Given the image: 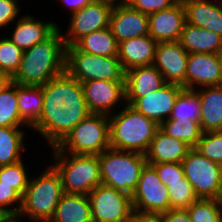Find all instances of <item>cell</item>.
Instances as JSON below:
<instances>
[{
  "label": "cell",
  "instance_id": "cell-16",
  "mask_svg": "<svg viewBox=\"0 0 222 222\" xmlns=\"http://www.w3.org/2000/svg\"><path fill=\"white\" fill-rule=\"evenodd\" d=\"M182 89L183 87L180 85L166 83L160 89L137 98L130 106L160 125L169 119L176 98Z\"/></svg>",
  "mask_w": 222,
  "mask_h": 222
},
{
  "label": "cell",
  "instance_id": "cell-17",
  "mask_svg": "<svg viewBox=\"0 0 222 222\" xmlns=\"http://www.w3.org/2000/svg\"><path fill=\"white\" fill-rule=\"evenodd\" d=\"M149 35L158 42L179 41L184 24L186 11L182 0H178L169 9L148 15Z\"/></svg>",
  "mask_w": 222,
  "mask_h": 222
},
{
  "label": "cell",
  "instance_id": "cell-7",
  "mask_svg": "<svg viewBox=\"0 0 222 222\" xmlns=\"http://www.w3.org/2000/svg\"><path fill=\"white\" fill-rule=\"evenodd\" d=\"M61 152L78 155H99L110 148L109 117L90 113L56 146Z\"/></svg>",
  "mask_w": 222,
  "mask_h": 222
},
{
  "label": "cell",
  "instance_id": "cell-44",
  "mask_svg": "<svg viewBox=\"0 0 222 222\" xmlns=\"http://www.w3.org/2000/svg\"><path fill=\"white\" fill-rule=\"evenodd\" d=\"M93 1L94 0H60V2L65 4V6L71 11L70 14L81 10L86 5L91 4Z\"/></svg>",
  "mask_w": 222,
  "mask_h": 222
},
{
  "label": "cell",
  "instance_id": "cell-22",
  "mask_svg": "<svg viewBox=\"0 0 222 222\" xmlns=\"http://www.w3.org/2000/svg\"><path fill=\"white\" fill-rule=\"evenodd\" d=\"M190 149L185 142L167 135L159 128L145 157L147 164L181 162Z\"/></svg>",
  "mask_w": 222,
  "mask_h": 222
},
{
  "label": "cell",
  "instance_id": "cell-41",
  "mask_svg": "<svg viewBox=\"0 0 222 222\" xmlns=\"http://www.w3.org/2000/svg\"><path fill=\"white\" fill-rule=\"evenodd\" d=\"M19 0H0V28L8 26L10 23H14V19L19 14Z\"/></svg>",
  "mask_w": 222,
  "mask_h": 222
},
{
  "label": "cell",
  "instance_id": "cell-11",
  "mask_svg": "<svg viewBox=\"0 0 222 222\" xmlns=\"http://www.w3.org/2000/svg\"><path fill=\"white\" fill-rule=\"evenodd\" d=\"M92 222H123L133 213L131 196L100 184L89 194Z\"/></svg>",
  "mask_w": 222,
  "mask_h": 222
},
{
  "label": "cell",
  "instance_id": "cell-35",
  "mask_svg": "<svg viewBox=\"0 0 222 222\" xmlns=\"http://www.w3.org/2000/svg\"><path fill=\"white\" fill-rule=\"evenodd\" d=\"M167 188L171 209H187L199 199L186 177L181 182L170 183Z\"/></svg>",
  "mask_w": 222,
  "mask_h": 222
},
{
  "label": "cell",
  "instance_id": "cell-47",
  "mask_svg": "<svg viewBox=\"0 0 222 222\" xmlns=\"http://www.w3.org/2000/svg\"><path fill=\"white\" fill-rule=\"evenodd\" d=\"M98 1H104V2H108L111 3L112 5H117V4H127L128 0H98ZM118 1V2H117Z\"/></svg>",
  "mask_w": 222,
  "mask_h": 222
},
{
  "label": "cell",
  "instance_id": "cell-8",
  "mask_svg": "<svg viewBox=\"0 0 222 222\" xmlns=\"http://www.w3.org/2000/svg\"><path fill=\"white\" fill-rule=\"evenodd\" d=\"M65 71L79 82L125 80L118 56L87 54L74 45L66 47Z\"/></svg>",
  "mask_w": 222,
  "mask_h": 222
},
{
  "label": "cell",
  "instance_id": "cell-23",
  "mask_svg": "<svg viewBox=\"0 0 222 222\" xmlns=\"http://www.w3.org/2000/svg\"><path fill=\"white\" fill-rule=\"evenodd\" d=\"M218 0H182L186 22L222 36V13Z\"/></svg>",
  "mask_w": 222,
  "mask_h": 222
},
{
  "label": "cell",
  "instance_id": "cell-46",
  "mask_svg": "<svg viewBox=\"0 0 222 222\" xmlns=\"http://www.w3.org/2000/svg\"><path fill=\"white\" fill-rule=\"evenodd\" d=\"M0 222H26V221H23L22 219L20 220V218L18 217H1Z\"/></svg>",
  "mask_w": 222,
  "mask_h": 222
},
{
  "label": "cell",
  "instance_id": "cell-25",
  "mask_svg": "<svg viewBox=\"0 0 222 222\" xmlns=\"http://www.w3.org/2000/svg\"><path fill=\"white\" fill-rule=\"evenodd\" d=\"M200 127L202 132L222 130V89L217 86L201 87ZM204 89V90H203Z\"/></svg>",
  "mask_w": 222,
  "mask_h": 222
},
{
  "label": "cell",
  "instance_id": "cell-49",
  "mask_svg": "<svg viewBox=\"0 0 222 222\" xmlns=\"http://www.w3.org/2000/svg\"><path fill=\"white\" fill-rule=\"evenodd\" d=\"M123 222H136V219L133 216H131L128 220Z\"/></svg>",
  "mask_w": 222,
  "mask_h": 222
},
{
  "label": "cell",
  "instance_id": "cell-43",
  "mask_svg": "<svg viewBox=\"0 0 222 222\" xmlns=\"http://www.w3.org/2000/svg\"><path fill=\"white\" fill-rule=\"evenodd\" d=\"M132 216L136 219V222H163L162 214L133 211Z\"/></svg>",
  "mask_w": 222,
  "mask_h": 222
},
{
  "label": "cell",
  "instance_id": "cell-26",
  "mask_svg": "<svg viewBox=\"0 0 222 222\" xmlns=\"http://www.w3.org/2000/svg\"><path fill=\"white\" fill-rule=\"evenodd\" d=\"M50 222H92L89 196L63 193Z\"/></svg>",
  "mask_w": 222,
  "mask_h": 222
},
{
  "label": "cell",
  "instance_id": "cell-40",
  "mask_svg": "<svg viewBox=\"0 0 222 222\" xmlns=\"http://www.w3.org/2000/svg\"><path fill=\"white\" fill-rule=\"evenodd\" d=\"M178 0H128L127 4L144 14H152L169 9Z\"/></svg>",
  "mask_w": 222,
  "mask_h": 222
},
{
  "label": "cell",
  "instance_id": "cell-4",
  "mask_svg": "<svg viewBox=\"0 0 222 222\" xmlns=\"http://www.w3.org/2000/svg\"><path fill=\"white\" fill-rule=\"evenodd\" d=\"M32 178L22 197L17 217L26 216L31 222H50L64 193L61 177L50 165L40 176Z\"/></svg>",
  "mask_w": 222,
  "mask_h": 222
},
{
  "label": "cell",
  "instance_id": "cell-13",
  "mask_svg": "<svg viewBox=\"0 0 222 222\" xmlns=\"http://www.w3.org/2000/svg\"><path fill=\"white\" fill-rule=\"evenodd\" d=\"M83 95L91 113L110 115L121 100L126 103L125 80L81 82Z\"/></svg>",
  "mask_w": 222,
  "mask_h": 222
},
{
  "label": "cell",
  "instance_id": "cell-31",
  "mask_svg": "<svg viewBox=\"0 0 222 222\" xmlns=\"http://www.w3.org/2000/svg\"><path fill=\"white\" fill-rule=\"evenodd\" d=\"M27 127L19 113L16 84L11 82L0 93V127Z\"/></svg>",
  "mask_w": 222,
  "mask_h": 222
},
{
  "label": "cell",
  "instance_id": "cell-39",
  "mask_svg": "<svg viewBox=\"0 0 222 222\" xmlns=\"http://www.w3.org/2000/svg\"><path fill=\"white\" fill-rule=\"evenodd\" d=\"M149 165H152L156 169L161 182L166 187L170 186V183L181 182V180L185 178L184 169L181 162Z\"/></svg>",
  "mask_w": 222,
  "mask_h": 222
},
{
  "label": "cell",
  "instance_id": "cell-30",
  "mask_svg": "<svg viewBox=\"0 0 222 222\" xmlns=\"http://www.w3.org/2000/svg\"><path fill=\"white\" fill-rule=\"evenodd\" d=\"M160 129L167 135L182 140L191 148L196 146L203 133L200 122L190 119H167L160 124Z\"/></svg>",
  "mask_w": 222,
  "mask_h": 222
},
{
  "label": "cell",
  "instance_id": "cell-3",
  "mask_svg": "<svg viewBox=\"0 0 222 222\" xmlns=\"http://www.w3.org/2000/svg\"><path fill=\"white\" fill-rule=\"evenodd\" d=\"M109 117L110 148L146 154L160 125L128 104Z\"/></svg>",
  "mask_w": 222,
  "mask_h": 222
},
{
  "label": "cell",
  "instance_id": "cell-14",
  "mask_svg": "<svg viewBox=\"0 0 222 222\" xmlns=\"http://www.w3.org/2000/svg\"><path fill=\"white\" fill-rule=\"evenodd\" d=\"M188 54L179 41L158 42L153 65L162 73L166 83L185 89Z\"/></svg>",
  "mask_w": 222,
  "mask_h": 222
},
{
  "label": "cell",
  "instance_id": "cell-34",
  "mask_svg": "<svg viewBox=\"0 0 222 222\" xmlns=\"http://www.w3.org/2000/svg\"><path fill=\"white\" fill-rule=\"evenodd\" d=\"M25 167L22 160L15 164L0 166V183L10 185L22 197L30 181Z\"/></svg>",
  "mask_w": 222,
  "mask_h": 222
},
{
  "label": "cell",
  "instance_id": "cell-29",
  "mask_svg": "<svg viewBox=\"0 0 222 222\" xmlns=\"http://www.w3.org/2000/svg\"><path fill=\"white\" fill-rule=\"evenodd\" d=\"M25 133L20 127H0V166L22 160Z\"/></svg>",
  "mask_w": 222,
  "mask_h": 222
},
{
  "label": "cell",
  "instance_id": "cell-20",
  "mask_svg": "<svg viewBox=\"0 0 222 222\" xmlns=\"http://www.w3.org/2000/svg\"><path fill=\"white\" fill-rule=\"evenodd\" d=\"M157 42L148 34L122 41L118 45V58L124 72L153 65Z\"/></svg>",
  "mask_w": 222,
  "mask_h": 222
},
{
  "label": "cell",
  "instance_id": "cell-5",
  "mask_svg": "<svg viewBox=\"0 0 222 222\" xmlns=\"http://www.w3.org/2000/svg\"><path fill=\"white\" fill-rule=\"evenodd\" d=\"M51 149L55 159L51 165L61 177L64 193L88 195L102 183L98 155L70 153L69 157L56 146Z\"/></svg>",
  "mask_w": 222,
  "mask_h": 222
},
{
  "label": "cell",
  "instance_id": "cell-33",
  "mask_svg": "<svg viewBox=\"0 0 222 222\" xmlns=\"http://www.w3.org/2000/svg\"><path fill=\"white\" fill-rule=\"evenodd\" d=\"M188 214L192 222H222V200H196L189 208Z\"/></svg>",
  "mask_w": 222,
  "mask_h": 222
},
{
  "label": "cell",
  "instance_id": "cell-1",
  "mask_svg": "<svg viewBox=\"0 0 222 222\" xmlns=\"http://www.w3.org/2000/svg\"><path fill=\"white\" fill-rule=\"evenodd\" d=\"M42 90V114L31 128L44 136L50 147H54L91 112L81 82L66 71L45 83Z\"/></svg>",
  "mask_w": 222,
  "mask_h": 222
},
{
  "label": "cell",
  "instance_id": "cell-48",
  "mask_svg": "<svg viewBox=\"0 0 222 222\" xmlns=\"http://www.w3.org/2000/svg\"><path fill=\"white\" fill-rule=\"evenodd\" d=\"M216 86L218 88L222 89V65H221V69H220V73H219V78H218Z\"/></svg>",
  "mask_w": 222,
  "mask_h": 222
},
{
  "label": "cell",
  "instance_id": "cell-32",
  "mask_svg": "<svg viewBox=\"0 0 222 222\" xmlns=\"http://www.w3.org/2000/svg\"><path fill=\"white\" fill-rule=\"evenodd\" d=\"M200 121V99L194 89H182L178 94L169 119Z\"/></svg>",
  "mask_w": 222,
  "mask_h": 222
},
{
  "label": "cell",
  "instance_id": "cell-36",
  "mask_svg": "<svg viewBox=\"0 0 222 222\" xmlns=\"http://www.w3.org/2000/svg\"><path fill=\"white\" fill-rule=\"evenodd\" d=\"M23 52L10 38H1L0 73H5L12 77L19 68Z\"/></svg>",
  "mask_w": 222,
  "mask_h": 222
},
{
  "label": "cell",
  "instance_id": "cell-42",
  "mask_svg": "<svg viewBox=\"0 0 222 222\" xmlns=\"http://www.w3.org/2000/svg\"><path fill=\"white\" fill-rule=\"evenodd\" d=\"M163 222H192L187 209H170L162 213Z\"/></svg>",
  "mask_w": 222,
  "mask_h": 222
},
{
  "label": "cell",
  "instance_id": "cell-10",
  "mask_svg": "<svg viewBox=\"0 0 222 222\" xmlns=\"http://www.w3.org/2000/svg\"><path fill=\"white\" fill-rule=\"evenodd\" d=\"M131 200L133 211L137 212L162 214L171 209L168 188L149 164L142 169Z\"/></svg>",
  "mask_w": 222,
  "mask_h": 222
},
{
  "label": "cell",
  "instance_id": "cell-38",
  "mask_svg": "<svg viewBox=\"0 0 222 222\" xmlns=\"http://www.w3.org/2000/svg\"><path fill=\"white\" fill-rule=\"evenodd\" d=\"M18 204L16 207L10 205ZM22 206V196L10 185L0 183V217H17Z\"/></svg>",
  "mask_w": 222,
  "mask_h": 222
},
{
  "label": "cell",
  "instance_id": "cell-9",
  "mask_svg": "<svg viewBox=\"0 0 222 222\" xmlns=\"http://www.w3.org/2000/svg\"><path fill=\"white\" fill-rule=\"evenodd\" d=\"M184 174L198 198L222 199V165L191 148L181 161Z\"/></svg>",
  "mask_w": 222,
  "mask_h": 222
},
{
  "label": "cell",
  "instance_id": "cell-28",
  "mask_svg": "<svg viewBox=\"0 0 222 222\" xmlns=\"http://www.w3.org/2000/svg\"><path fill=\"white\" fill-rule=\"evenodd\" d=\"M118 45L109 27L94 31L74 44L79 51L100 56H118Z\"/></svg>",
  "mask_w": 222,
  "mask_h": 222
},
{
  "label": "cell",
  "instance_id": "cell-24",
  "mask_svg": "<svg viewBox=\"0 0 222 222\" xmlns=\"http://www.w3.org/2000/svg\"><path fill=\"white\" fill-rule=\"evenodd\" d=\"M179 43L189 54H222V36L187 22L184 24Z\"/></svg>",
  "mask_w": 222,
  "mask_h": 222
},
{
  "label": "cell",
  "instance_id": "cell-2",
  "mask_svg": "<svg viewBox=\"0 0 222 222\" xmlns=\"http://www.w3.org/2000/svg\"><path fill=\"white\" fill-rule=\"evenodd\" d=\"M58 27L46 40L23 52L12 82L21 85L43 86L65 71L66 45Z\"/></svg>",
  "mask_w": 222,
  "mask_h": 222
},
{
  "label": "cell",
  "instance_id": "cell-50",
  "mask_svg": "<svg viewBox=\"0 0 222 222\" xmlns=\"http://www.w3.org/2000/svg\"><path fill=\"white\" fill-rule=\"evenodd\" d=\"M217 4H218L219 9H220V11H221V13H222V2H221V0H220V1H218V2H217Z\"/></svg>",
  "mask_w": 222,
  "mask_h": 222
},
{
  "label": "cell",
  "instance_id": "cell-21",
  "mask_svg": "<svg viewBox=\"0 0 222 222\" xmlns=\"http://www.w3.org/2000/svg\"><path fill=\"white\" fill-rule=\"evenodd\" d=\"M57 28L58 24L53 21L43 23L30 14H26L19 16L10 39L18 48L25 51L36 43L46 40Z\"/></svg>",
  "mask_w": 222,
  "mask_h": 222
},
{
  "label": "cell",
  "instance_id": "cell-45",
  "mask_svg": "<svg viewBox=\"0 0 222 222\" xmlns=\"http://www.w3.org/2000/svg\"><path fill=\"white\" fill-rule=\"evenodd\" d=\"M12 82L11 76L0 73V93Z\"/></svg>",
  "mask_w": 222,
  "mask_h": 222
},
{
  "label": "cell",
  "instance_id": "cell-18",
  "mask_svg": "<svg viewBox=\"0 0 222 222\" xmlns=\"http://www.w3.org/2000/svg\"><path fill=\"white\" fill-rule=\"evenodd\" d=\"M222 65V54L190 53L186 68L185 89L216 86ZM197 84V85H196Z\"/></svg>",
  "mask_w": 222,
  "mask_h": 222
},
{
  "label": "cell",
  "instance_id": "cell-19",
  "mask_svg": "<svg viewBox=\"0 0 222 222\" xmlns=\"http://www.w3.org/2000/svg\"><path fill=\"white\" fill-rule=\"evenodd\" d=\"M166 84L162 73L154 66L135 67L125 72L126 104L160 89Z\"/></svg>",
  "mask_w": 222,
  "mask_h": 222
},
{
  "label": "cell",
  "instance_id": "cell-12",
  "mask_svg": "<svg viewBox=\"0 0 222 222\" xmlns=\"http://www.w3.org/2000/svg\"><path fill=\"white\" fill-rule=\"evenodd\" d=\"M113 5L94 0L81 10L71 14L68 33H62L65 45H74L80 38L109 27V17ZM65 34V35H64Z\"/></svg>",
  "mask_w": 222,
  "mask_h": 222
},
{
  "label": "cell",
  "instance_id": "cell-37",
  "mask_svg": "<svg viewBox=\"0 0 222 222\" xmlns=\"http://www.w3.org/2000/svg\"><path fill=\"white\" fill-rule=\"evenodd\" d=\"M194 149L204 157L222 165V130L203 132Z\"/></svg>",
  "mask_w": 222,
  "mask_h": 222
},
{
  "label": "cell",
  "instance_id": "cell-27",
  "mask_svg": "<svg viewBox=\"0 0 222 222\" xmlns=\"http://www.w3.org/2000/svg\"><path fill=\"white\" fill-rule=\"evenodd\" d=\"M16 94L21 119L31 128L42 114V86L16 84Z\"/></svg>",
  "mask_w": 222,
  "mask_h": 222
},
{
  "label": "cell",
  "instance_id": "cell-6",
  "mask_svg": "<svg viewBox=\"0 0 222 222\" xmlns=\"http://www.w3.org/2000/svg\"><path fill=\"white\" fill-rule=\"evenodd\" d=\"M98 157L102 184L131 196L147 164L145 155L108 148Z\"/></svg>",
  "mask_w": 222,
  "mask_h": 222
},
{
  "label": "cell",
  "instance_id": "cell-15",
  "mask_svg": "<svg viewBox=\"0 0 222 222\" xmlns=\"http://www.w3.org/2000/svg\"><path fill=\"white\" fill-rule=\"evenodd\" d=\"M148 24L147 14L131 8L128 4L113 5L109 17V28L118 44L131 38L148 35Z\"/></svg>",
  "mask_w": 222,
  "mask_h": 222
}]
</instances>
